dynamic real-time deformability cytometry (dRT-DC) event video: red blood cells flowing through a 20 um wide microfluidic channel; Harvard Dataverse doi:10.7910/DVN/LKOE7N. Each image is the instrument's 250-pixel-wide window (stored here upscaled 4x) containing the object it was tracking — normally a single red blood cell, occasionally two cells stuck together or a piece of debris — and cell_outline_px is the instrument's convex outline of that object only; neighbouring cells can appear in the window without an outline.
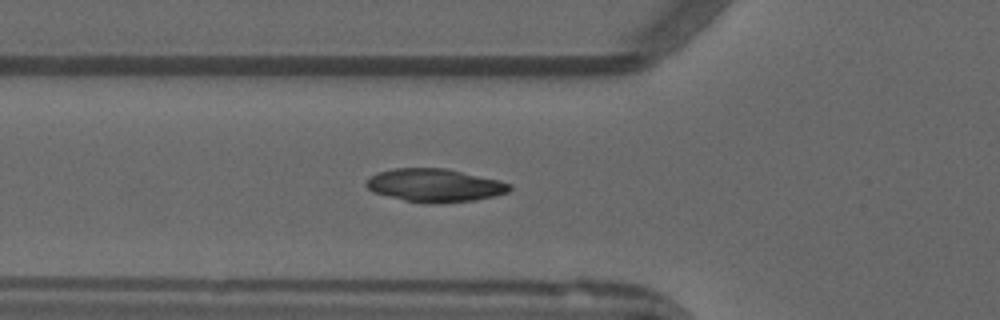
{"species": "common noctule bat (a hibernating species)", "species_latin": "Nyctalus noctula", "temperature_condition": "warm", "stored_images_in_passage": 53, "camera_frame_rate_fps": 3000, "um_per_image_px": 0.085, "animal": {"sex": "male", "forearm_length_mm": 52.5}, "frame": {"image": 1, "passage_image": 19, "time_ms": 6.0, "image_size_px": [1000, 320], "cell_outline_px": [[512, 188], [508, 192], [496, 196], [472, 200], [436, 204], [428, 204], [404, 200], [372, 192], [364, 184], [372, 176], [380, 172], [392, 168], [448, 168], [500, 180], [512, 184]], "centroid_in_image_um": [36.99, 15.75], "position_along_channel_um": 88.8, "area_um2": 27.86}}
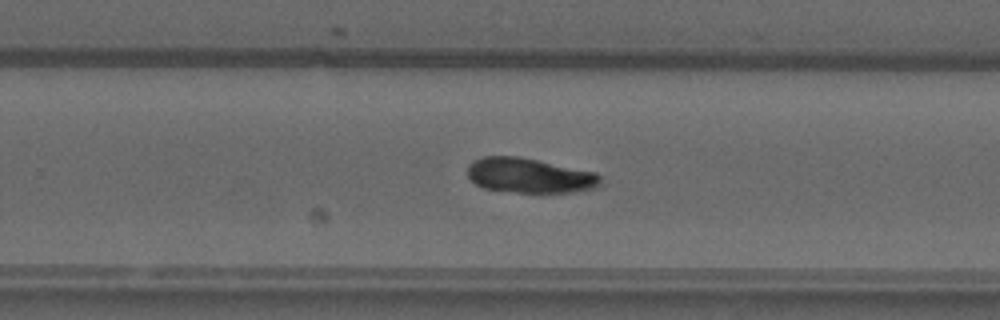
{"frame": {"image": 2, "passage_image": 34, "time_ms": 11.0, "image_size_px": [1000, 320], "cell_outline_px": [[600, 184], [596, 188], [572, 192], [516, 192], [484, 188], [476, 184], [468, 176], [468, 164], [472, 160], [484, 156], [516, 156], [596, 172], [600, 176]], "centroid_in_image_um": [44.99, 14.91], "position_along_channel_um": 284.8, "area_um2": 26.82}}
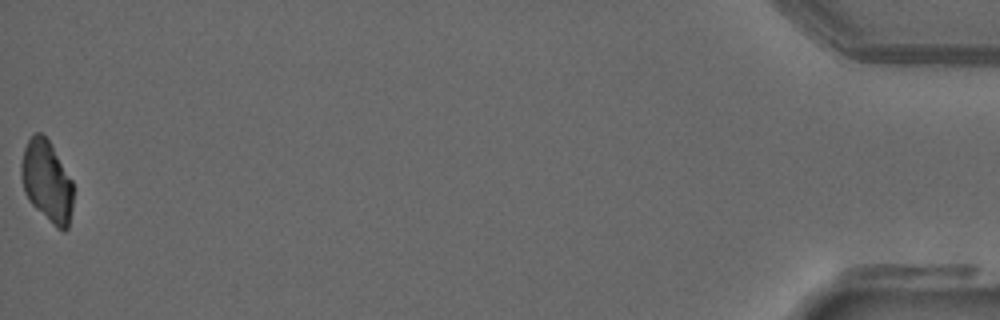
{"frame": {"image": 3, "passage_image": 53, "time_ms": 17.333, "image_size_px": [1000, 320], "cell_outline_px": [[72, 208], [68, 228], [64, 232], [56, 228], [28, 200], [24, 192], [20, 176], [20, 164], [24, 148], [28, 140], [36, 132], [40, 132], [48, 140], [72, 180]], "centroid_in_image_um": [3.96, 15.43], "position_along_channel_um": 431.2, "area_um2": 24.57}, "authors_computed_cell_mechanics": {"area_um2": 26.0678, "velocity_mm_per_s": 3.9161, "shape_relaxation_time_tau1_ms": null, "shape_relaxation_time_tau2_ms": 5.4198, "deformation_change_tau1": null, "deformation_change_tau2": 0.0708}}